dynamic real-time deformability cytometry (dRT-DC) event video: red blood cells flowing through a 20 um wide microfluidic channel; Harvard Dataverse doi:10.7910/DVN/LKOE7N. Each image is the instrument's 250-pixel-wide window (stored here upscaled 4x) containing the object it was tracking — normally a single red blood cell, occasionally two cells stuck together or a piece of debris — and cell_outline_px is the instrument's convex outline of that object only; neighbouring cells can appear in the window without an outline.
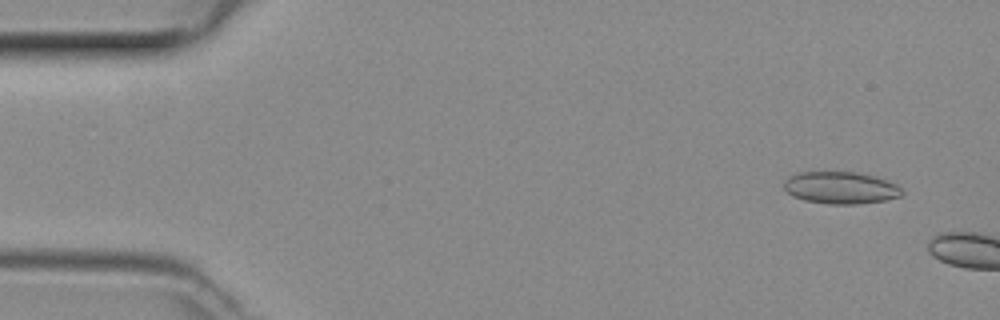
{"species": "common noctule bat (a hibernating species)", "species_latin": "Nyctalus noctula", "temperature_condition": "room temperature", "stored_images_in_passage": 7, "camera_frame_rate_fps": 3000, "um_per_image_px": 0.085, "animal": {"sex": "female", "body_mass_g": 29.2, "forearm_length_mm": 56.3}, "frame": {"image": 1, "passage_image": 4, "time_ms": 1.0, "image_size_px": [1000, 320], "cell_outline_px": [[904, 192], [900, 196], [884, 200], [856, 204], [828, 204], [804, 200], [792, 196], [784, 188], [784, 184], [788, 176], [796, 172], [856, 172], [872, 176], [896, 184]], "centroid_in_image_um": [71.41, 15.96], "position_along_channel_um": 13.6, "area_um2": 21.91}}